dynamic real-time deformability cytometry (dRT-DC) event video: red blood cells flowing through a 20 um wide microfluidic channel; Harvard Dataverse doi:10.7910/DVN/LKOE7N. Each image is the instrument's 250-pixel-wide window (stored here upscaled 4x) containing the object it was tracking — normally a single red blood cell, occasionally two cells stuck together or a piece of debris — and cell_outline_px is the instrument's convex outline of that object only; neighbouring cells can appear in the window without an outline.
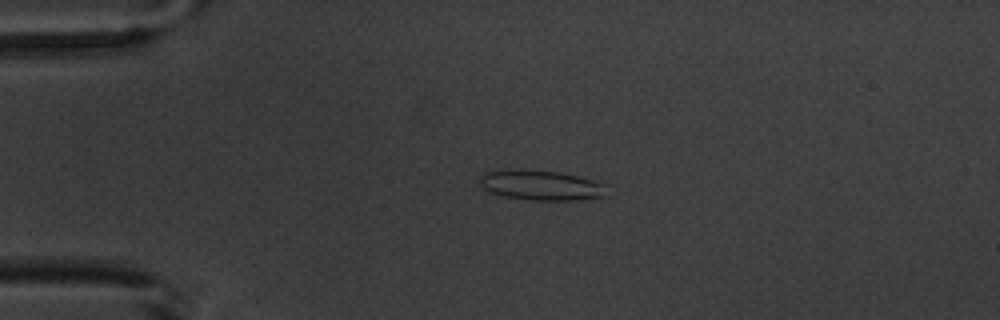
{"species": "common noctule bat (a hibernating species)", "species_latin": "Nyctalus noctula", "temperature_condition": "warm", "stored_images_in_passage": 4, "camera_frame_rate_fps": 3000, "um_per_image_px": 0.085, "animal": {"sex": "male", "body_mass_g": 20.1, "forearm_length_mm": 53.5}, "frame": {"image": 1, "passage_image": 3, "time_ms": 3.333, "image_size_px": [1000, 320], "cell_outline_px": [[608, 184], [604, 196], [576, 200], [532, 200], [504, 196], [480, 188], [480, 176], [484, 172], [560, 172]], "centroid_in_image_um": [46.05, 15.79], "position_along_channel_um": 38.9, "area_um2": 21.27}}